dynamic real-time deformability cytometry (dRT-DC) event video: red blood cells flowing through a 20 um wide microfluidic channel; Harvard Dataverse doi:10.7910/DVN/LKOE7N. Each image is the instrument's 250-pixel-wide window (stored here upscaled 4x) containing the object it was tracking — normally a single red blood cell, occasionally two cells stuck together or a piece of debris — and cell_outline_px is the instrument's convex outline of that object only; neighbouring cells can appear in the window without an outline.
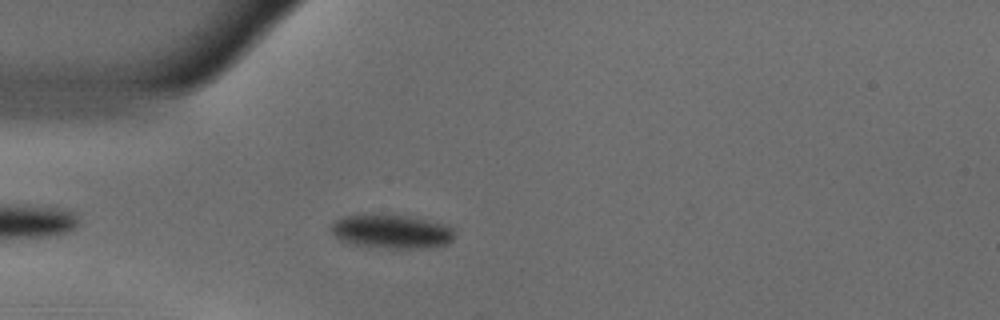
{"species": "common noctule bat (a hibernating species)", "species_latin": "Nyctalus noctula", "temperature_condition": "warm", "stored_images_in_passage": 42, "camera_frame_rate_fps": 3000, "um_per_image_px": 0.085, "animal": {"sex": "male", "body_mass_g": 18.8}, "frame": {"image": 1, "passage_image": 5, "time_ms": 1.333, "image_size_px": [1000, 320], "cell_outline_px": [[452, 240], [448, 244], [404, 248], [396, 248], [356, 244], [340, 240], [332, 232], [332, 224], [336, 220], [344, 216], [404, 216], [440, 224], [452, 228]], "centroid_in_image_um": [33.24, 19.69], "position_along_channel_um": 51.8, "area_um2": 22.77}}
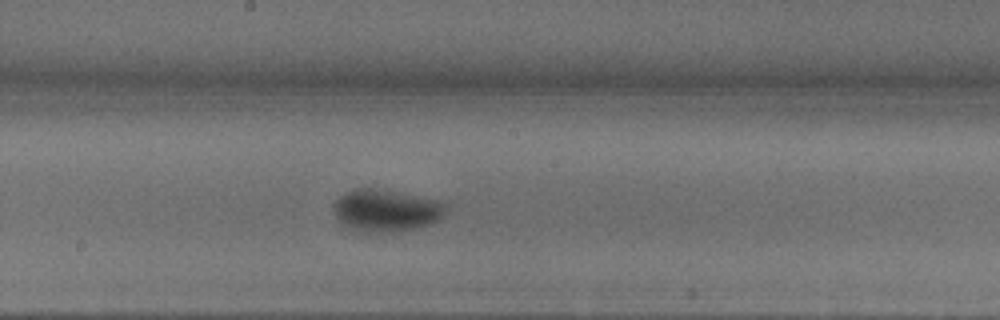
{"frame": {"image": 2, "passage_image": 19, "time_ms": 6.0, "image_size_px": [1000, 320], "cell_outline_px": [[448, 204], [444, 216], [440, 220], [428, 224], [412, 228], [392, 232], [356, 232], [344, 224], [336, 216], [336, 200], [348, 192], [360, 188], [372, 188], [436, 200]], "centroid_in_image_um": [32.86, 17.91], "position_along_channel_um": 215.3, "area_um2": 26.82}}
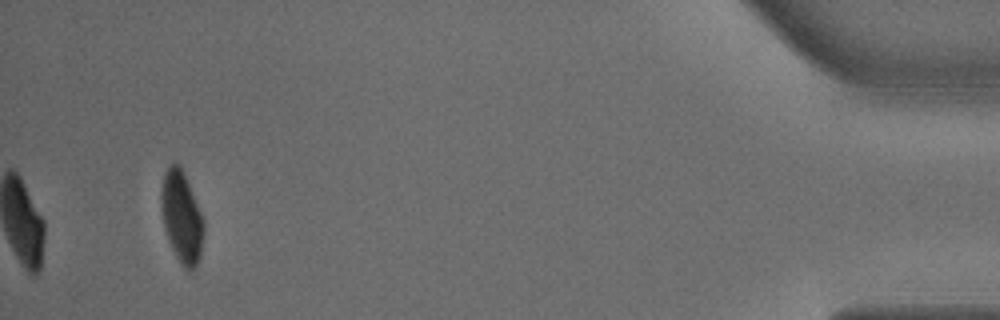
{"frame": {"image": 3, "passage_image": 42, "time_ms": 13.667, "image_size_px": [1000, 320], "cell_outline_px": [[204, 232], [200, 256], [196, 268], [192, 272], [188, 272], [180, 264], [172, 248], [164, 228], [160, 208], [160, 192], [164, 172], [168, 164], [176, 160], [180, 164], [184, 172], [204, 220]], "centroid_in_image_um": [15.43, 18.42], "position_along_channel_um": 419.8, "area_um2": 23.29}, "authors_computed_cell_mechanics": {"area_um2": 25.5765, "velocity_mm_per_s": 3.6617, "shape_relaxation_time_tau1_ms": 4.4634, "shape_relaxation_time_tau2_ms": null, "deformation_change_tau1": 0.1758, "deformation_change_tau2": null}}